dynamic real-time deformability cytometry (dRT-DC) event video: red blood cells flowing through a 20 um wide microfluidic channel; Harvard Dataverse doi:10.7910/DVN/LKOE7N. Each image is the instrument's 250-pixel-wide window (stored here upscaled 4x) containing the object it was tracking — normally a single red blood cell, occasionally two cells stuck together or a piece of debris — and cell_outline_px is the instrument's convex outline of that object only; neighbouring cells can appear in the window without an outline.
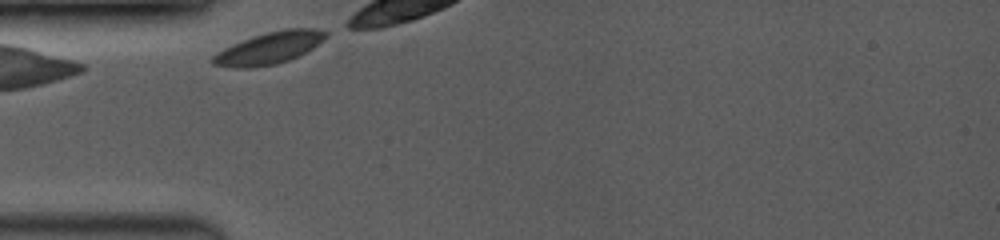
{"species": "common noctule bat (a hibernating species)", "species_latin": "Nyctalus noctula", "temperature_condition": "room temperature", "stored_images_in_passage": 30, "camera_frame_rate_fps": 3500, "um_per_image_px": 0.085, "animal": {"sex": "female", "body_mass_g": 19.0, "forearm_length_mm": 53.3}, "frame": {"image": 1, "passage_image": 1, "time_ms": 0.0, "image_size_px": [1000, 240], "cell_outline_px": [[328, 36], [324, 40], [312, 48], [288, 60], [276, 64], [252, 68], [232, 68], [212, 64], [212, 56], [216, 52], [232, 44], [252, 36], [284, 28], [312, 28], [328, 32]], "centroid_in_image_um": [22.86, 4.08], "position_along_channel_um": 62.1, "area_um2": 21.04}}